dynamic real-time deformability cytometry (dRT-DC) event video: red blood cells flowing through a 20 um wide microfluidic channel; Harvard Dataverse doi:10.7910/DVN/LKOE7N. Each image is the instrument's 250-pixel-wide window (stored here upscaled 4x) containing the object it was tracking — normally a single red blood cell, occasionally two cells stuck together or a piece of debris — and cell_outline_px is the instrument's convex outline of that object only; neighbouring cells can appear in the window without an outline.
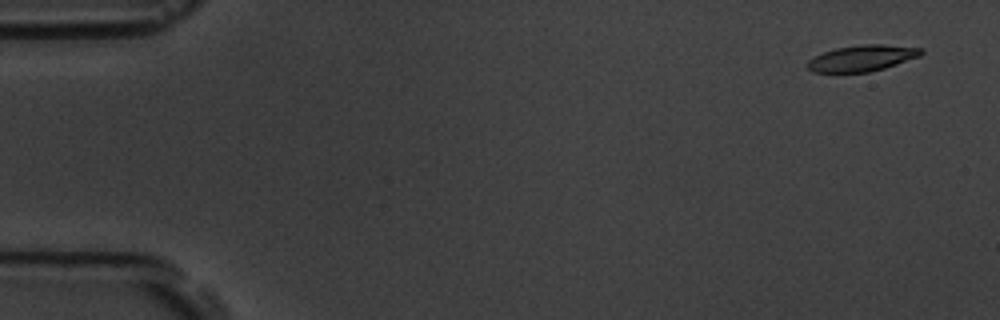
{"species": "common noctule bat (a hibernating species)", "species_latin": "Nyctalus noctula", "temperature_condition": "room temperature", "stored_images_in_passage": 14, "camera_frame_rate_fps": 3000, "um_per_image_px": 0.085, "animal": {"sex": "male", "body_mass_g": 19.5, "forearm_length_mm": 54.6}, "frame": {"image": 1, "passage_image": 3, "time_ms": 0.667, "image_size_px": [1000, 320], "cell_outline_px": [[924, 52], [920, 56], [884, 68], [868, 72], [812, 72], [804, 64], [808, 60], [824, 52], [836, 48], [860, 44], [880, 44], [920, 48]], "centroid_in_image_um": [73.24, 4.94], "position_along_channel_um": 11.8, "area_um2": 17.17}}